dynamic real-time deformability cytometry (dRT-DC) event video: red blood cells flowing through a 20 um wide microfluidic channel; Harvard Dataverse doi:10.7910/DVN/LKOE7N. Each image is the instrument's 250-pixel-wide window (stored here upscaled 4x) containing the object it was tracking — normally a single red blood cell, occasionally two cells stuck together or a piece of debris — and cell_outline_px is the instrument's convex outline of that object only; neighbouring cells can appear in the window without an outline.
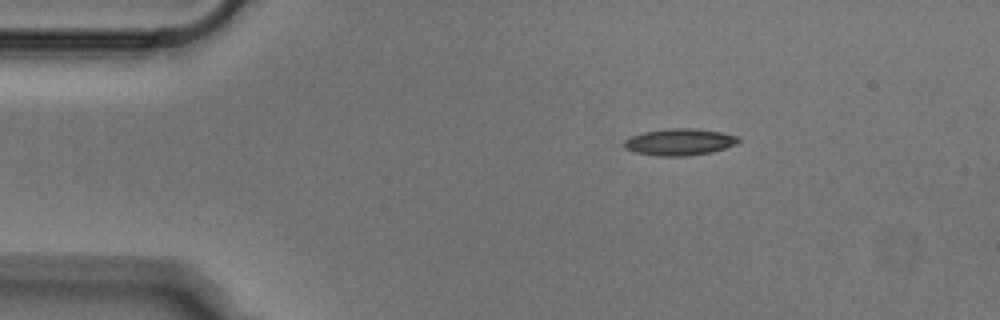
{"species": "Egyptian fruit bat (a non-hibernating species)", "species_latin": "Rousettus aegyptiacus", "temperature_condition": "cold", "stored_images_in_passage": 44, "camera_frame_rate_fps": 3000, "um_per_image_px": 0.085, "animal": {"sex": "male"}, "frame": {"image": 1, "passage_image": 1, "time_ms": 0.0, "image_size_px": [1000, 320], "cell_outline_px": [[740, 140], [736, 144], [712, 152], [688, 156], [656, 156], [636, 152], [624, 148], [624, 140], [632, 136], [644, 132], [668, 128], [692, 128], [720, 132], [736, 136]], "centroid_in_image_um": [57.74, 12.07], "position_along_channel_um": 27.3, "area_um2": 17.69}}
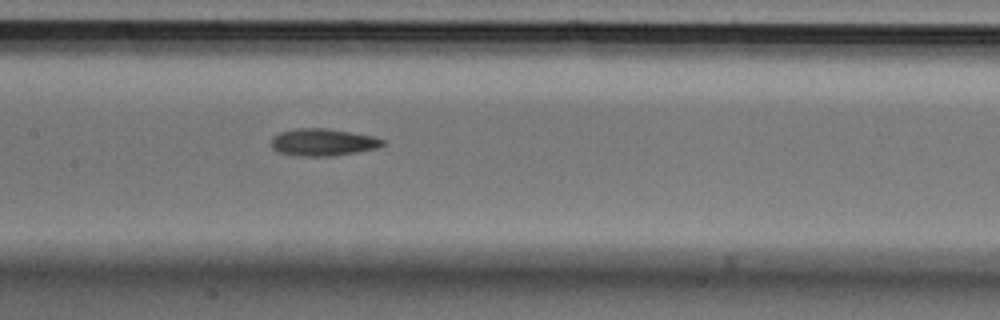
{"frame": {"image": 2, "passage_image": 17, "time_ms": 5.333, "image_size_px": [1000, 320], "cell_outline_px": [[388, 144], [380, 148], [332, 156], [296, 156], [276, 152], [272, 148], [272, 136], [280, 132], [296, 128], [324, 128], [372, 136], [384, 140]], "centroid_in_image_um": [27.45, 12.1], "position_along_channel_um": 180.0, "area_um2": 17.8}}
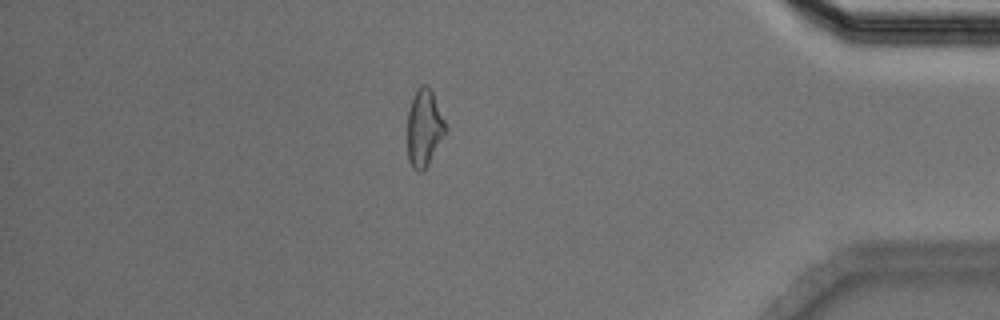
{"frame": {"image": 3, "passage_image": 37, "time_ms": 12.0, "image_size_px": [1000, 320], "cell_outline_px": [[448, 128], [428, 164], [420, 172], [412, 168], [408, 160], [408, 112], [412, 96], [420, 84], [424, 84], [432, 92]], "centroid_in_image_um": [36.05, 10.87], "position_along_channel_um": 399.2, "area_um2": 16.94}}